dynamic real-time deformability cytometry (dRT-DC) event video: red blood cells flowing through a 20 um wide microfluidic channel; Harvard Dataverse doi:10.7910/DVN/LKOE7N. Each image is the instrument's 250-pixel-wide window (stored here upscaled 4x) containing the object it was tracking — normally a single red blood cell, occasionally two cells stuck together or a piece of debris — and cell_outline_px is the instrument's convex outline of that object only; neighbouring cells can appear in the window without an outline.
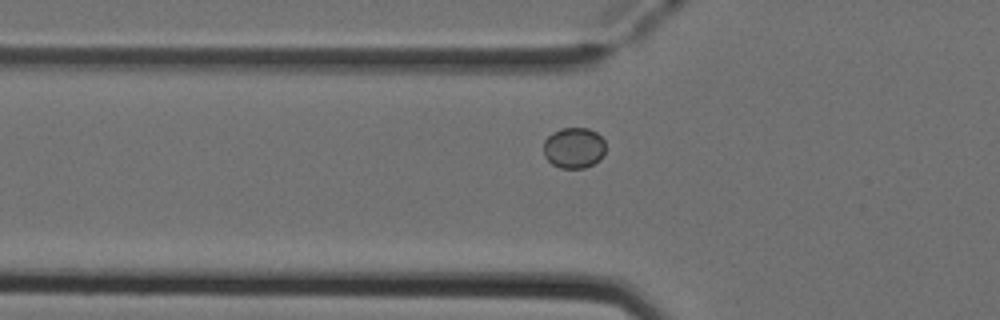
{"species": "Egyptian fruit bat (a non-hibernating species)", "species_latin": "Rousettus aegyptiacus", "temperature_condition": "cold", "stored_images_in_passage": 37, "camera_frame_rate_fps": 3000, "um_per_image_px": 0.085, "animal": {"sex": "female"}, "frame": {"image": 1, "passage_image": 5, "time_ms": 1.333, "image_size_px": [1000, 320], "cell_outline_px": [[604, 152], [600, 160], [584, 168], [560, 168], [552, 164], [544, 156], [544, 140], [552, 132], [560, 128], [588, 128], [596, 132], [604, 140]], "centroid_in_image_um": [48.76, 12.56], "position_along_channel_um": 77.0, "area_um2": 14.8}}
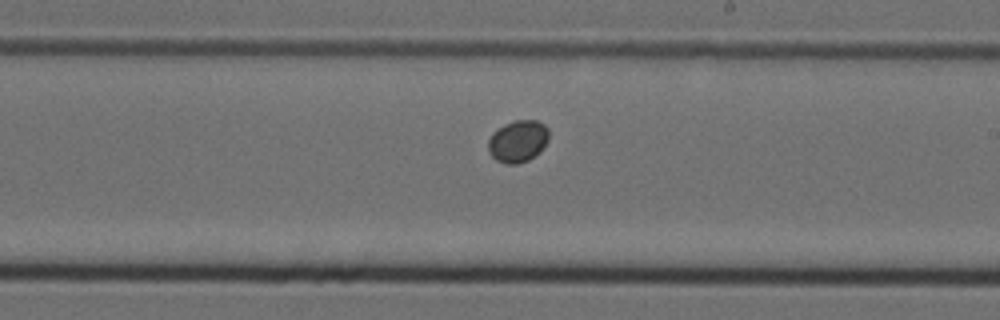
{"frame": {"image": 2, "passage_image": 18, "time_ms": 5.667, "image_size_px": [1000, 320], "cell_outline_px": [[548, 140], [540, 152], [528, 160], [516, 164], [508, 164], [496, 160], [488, 152], [488, 140], [492, 132], [504, 124], [516, 120], [536, 120], [544, 124], [548, 128]], "centroid_in_image_um": [44.01, 12.0], "position_along_channel_um": 245.0, "area_um2": 14.91}}
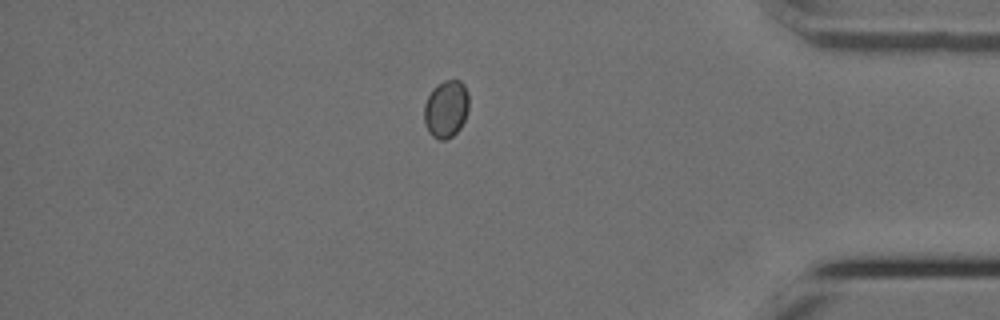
{"frame": {"image": 3, "passage_image": 32, "time_ms": 10.333, "image_size_px": [1000, 320], "cell_outline_px": [[468, 108], [464, 120], [460, 128], [452, 136], [444, 140], [440, 140], [432, 136], [428, 132], [424, 124], [424, 104], [432, 88], [436, 84], [444, 80], [460, 80], [464, 84], [468, 92]], "centroid_in_image_um": [37.9, 9.24], "position_along_channel_um": 397.3, "area_um2": 15.14}}